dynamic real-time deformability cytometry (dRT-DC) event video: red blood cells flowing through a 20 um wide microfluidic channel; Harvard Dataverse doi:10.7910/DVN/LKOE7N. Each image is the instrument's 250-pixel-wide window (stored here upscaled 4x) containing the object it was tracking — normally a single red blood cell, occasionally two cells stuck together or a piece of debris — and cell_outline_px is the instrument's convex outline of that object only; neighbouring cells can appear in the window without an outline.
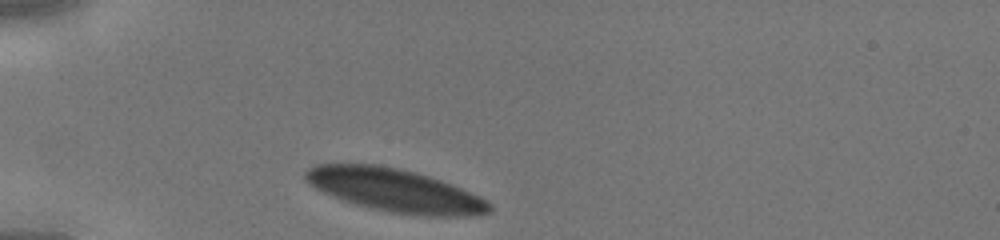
{"species": "human", "species_latin": "Homo sapiens", "temperature_condition": "cold", "stored_images_in_passage": 26, "camera_frame_rate_fps": 3000, "um_per_image_px": 0.085, "donor": {"sex": "male"}, "frame": {"image": 1, "passage_image": 1, "time_ms": 0.0, "image_size_px": [1000, 240], "cell_outline_px": [[492, 212], [480, 216], [424, 216], [388, 212], [356, 204], [332, 196], [308, 184], [304, 180], [304, 172], [308, 168], [316, 164], [376, 164], [396, 168], [428, 176], [440, 180], [480, 196], [492, 204]], "centroid_in_image_um": [33.59, 16.19], "position_along_channel_um": 51.4, "area_um2": 46.12}}
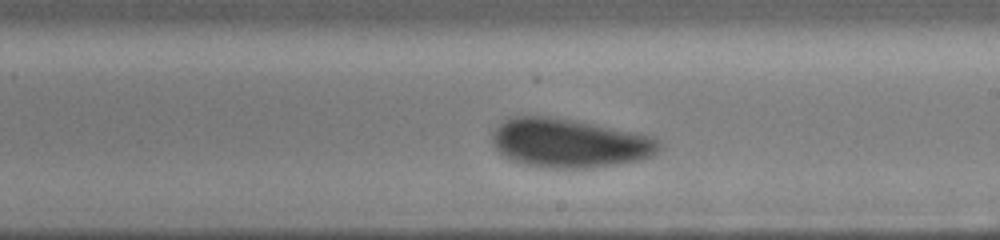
{"frame": {"image": 2, "passage_image": 15, "time_ms": 4.667, "image_size_px": [1000, 240], "cell_outline_px": [[660, 148], [652, 156], [640, 160], [592, 168], [540, 168], [524, 164], [512, 160], [504, 156], [492, 144], [492, 132], [504, 116], [552, 116], [576, 120], [636, 132], [652, 136], [660, 140]], "centroid_in_image_um": [48.36, 12.15], "position_along_channel_um": 240.6, "area_um2": 48.32}}
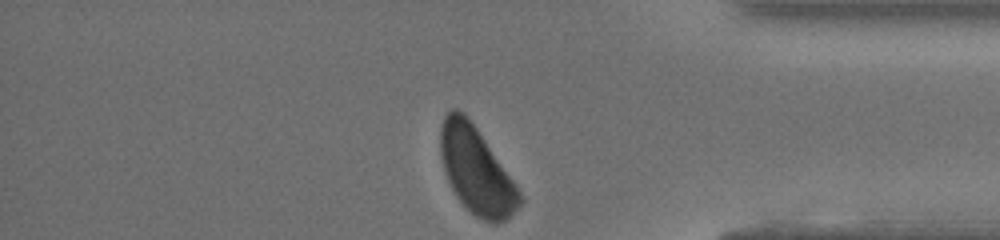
{"frame": {"image": 3, "passage_image": 26, "time_ms": 8.333, "image_size_px": [1000, 240], "cell_outline_px": [[524, 200], [504, 220], [496, 224], [484, 220], [476, 216], [456, 196], [444, 172], [440, 156], [440, 128], [444, 116], [452, 108], [456, 108], [464, 112], [468, 116], [516, 184]], "centroid_in_image_um": [40.46, 14.45], "position_along_channel_um": 394.7, "area_um2": 39.59}}